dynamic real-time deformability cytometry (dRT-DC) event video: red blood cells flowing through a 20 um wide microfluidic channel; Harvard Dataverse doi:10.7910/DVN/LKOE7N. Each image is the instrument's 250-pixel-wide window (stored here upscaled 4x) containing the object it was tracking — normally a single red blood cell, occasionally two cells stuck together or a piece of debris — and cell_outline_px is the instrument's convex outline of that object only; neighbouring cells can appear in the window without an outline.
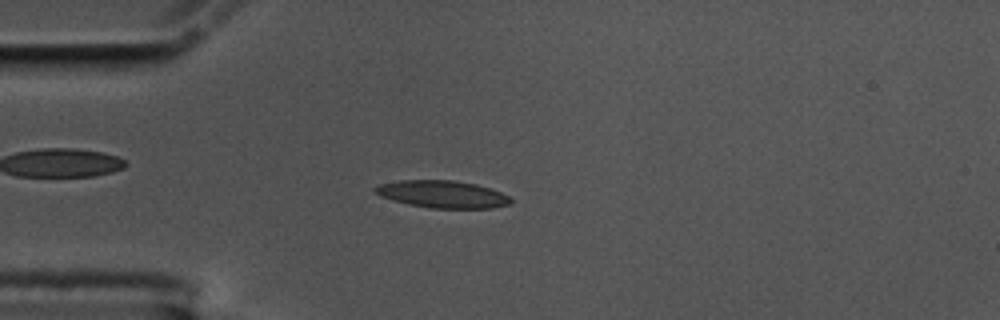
{"species": "common noctule bat (a hibernating species)", "species_latin": "Nyctalus noctula", "temperature_condition": "cold", "stored_images_in_passage": 48, "camera_frame_rate_fps": 3000, "um_per_image_px": 0.085, "animal": {"sex": "male", "body_mass_g": 17.5, "forearm_length_mm": 52.3}, "frame": {"image": 1, "passage_image": 6, "time_ms": 1.667, "image_size_px": [1000, 320], "cell_outline_px": [[512, 204], [492, 208], [432, 208], [408, 204], [380, 196], [372, 192], [372, 188], [380, 184], [400, 180], [452, 180], [476, 184], [492, 188], [508, 196], [512, 200]], "centroid_in_image_um": [37.6, 16.5], "position_along_channel_um": 47.4, "area_um2": 21.68}}
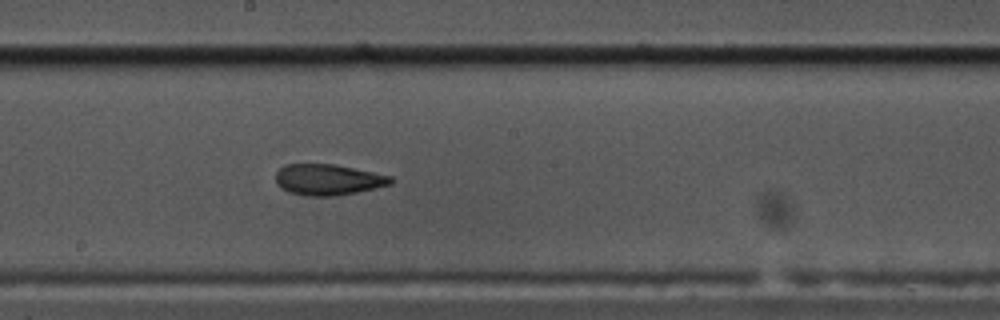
{"frame": {"image": 2, "passage_image": 22, "time_ms": 7.0, "image_size_px": [1000, 320], "cell_outline_px": [[392, 184], [376, 188], [336, 196], [304, 196], [288, 192], [276, 184], [276, 172], [284, 164], [332, 164], [392, 176]], "centroid_in_image_um": [27.85, 15.28], "position_along_channel_um": 220.3, "area_um2": 20.75}}
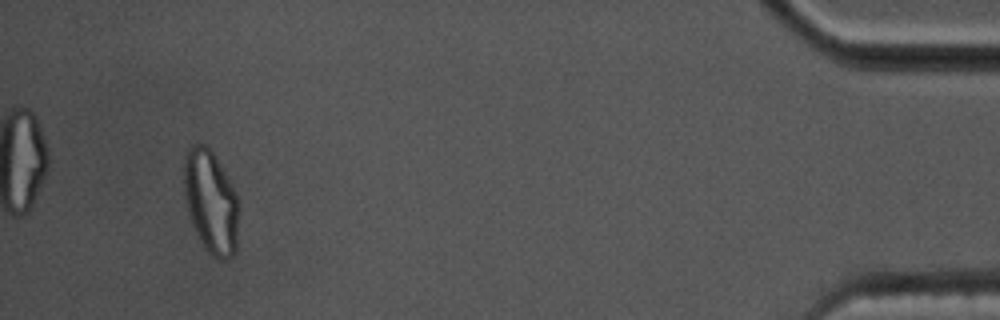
{"frame": {"image": 3, "passage_image": 45, "time_ms": 14.667, "image_size_px": [1000, 320], "cell_outline_px": [[240, 212], [236, 248], [232, 256], [228, 260], [220, 260], [212, 256], [208, 252], [200, 240], [192, 224], [188, 212], [184, 196], [184, 156], [188, 148], [192, 144], [204, 144], [212, 148], [236, 192], [240, 200]], "centroid_in_image_um": [17.95, 17.14], "position_along_channel_um": 417.2, "area_um2": 33.81}, "authors_computed_cell_mechanics": {"area_um2": 21.1548, "velocity_mm_per_s": 3.507, "shape_relaxation_time_tau1_ms": 5.9433, "shape_relaxation_time_tau2_ms": 2.6306, "deformation_change_tau1": 0.1958, "deformation_change_tau2": 0.1077}}